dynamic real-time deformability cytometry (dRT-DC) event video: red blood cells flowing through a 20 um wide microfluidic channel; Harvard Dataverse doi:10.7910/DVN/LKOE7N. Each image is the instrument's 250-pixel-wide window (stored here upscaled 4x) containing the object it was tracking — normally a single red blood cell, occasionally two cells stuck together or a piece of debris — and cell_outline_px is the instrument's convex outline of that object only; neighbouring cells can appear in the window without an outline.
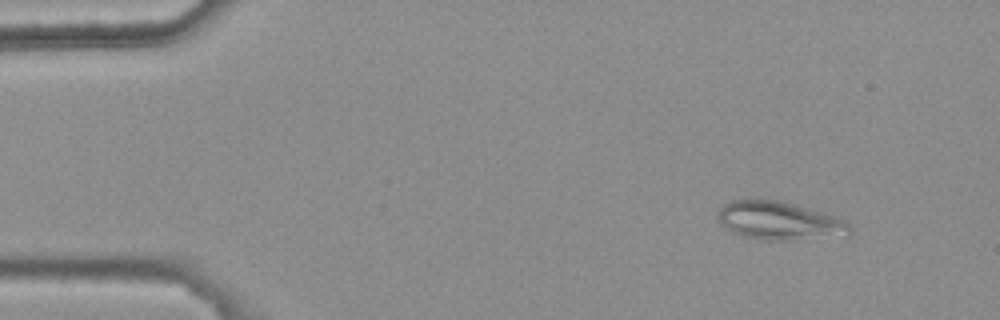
{"species": "common noctule bat (a hibernating species)", "species_latin": "Nyctalus noctula", "temperature_condition": "warm", "stored_images_in_passage": 1, "camera_frame_rate_fps": 3000, "um_per_image_px": 0.085, "animal": {"sex": "female", "body_mass_g": 25.1}, "frame": {"image": 1, "passage_image": 1, "time_ms": 0.0, "image_size_px": [1000, 320], "cell_outline_px": [[852, 232], [848, 236], [792, 240], [764, 240], [744, 236], [732, 232], [716, 216], [720, 208], [724, 204], [732, 200], [776, 200], [792, 204], [836, 216], [844, 220], [848, 224]], "centroid_in_image_um": [66.28, 18.78], "position_along_channel_um": 18.7, "area_um2": 29.13}}